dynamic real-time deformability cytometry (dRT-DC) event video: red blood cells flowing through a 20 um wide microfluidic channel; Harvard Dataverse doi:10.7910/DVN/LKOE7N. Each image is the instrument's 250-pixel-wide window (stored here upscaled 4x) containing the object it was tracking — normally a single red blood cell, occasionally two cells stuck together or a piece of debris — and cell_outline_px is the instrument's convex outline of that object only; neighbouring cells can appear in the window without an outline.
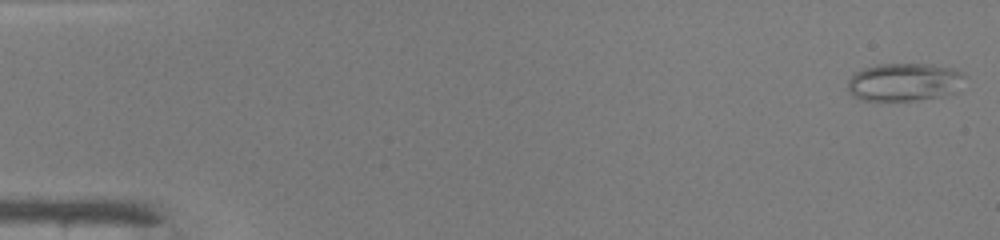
{"species": "common noctule bat (a hibernating species)", "species_latin": "Nyctalus noctula", "temperature_condition": "warm", "stored_images_in_passage": 47, "camera_frame_rate_fps": 3000, "um_per_image_px": 0.085, "animal": {"sex": "male", "body_mass_g": 19.0, "forearm_length_mm": 50.8}, "frame": {"image": 1, "passage_image": 1, "time_ms": 0.0, "image_size_px": [1000, 240], "cell_outline_px": [[968, 76], [956, 92], [936, 96], [912, 100], [860, 100], [852, 96], [848, 88], [848, 80], [856, 72], [864, 68], [876, 64], [932, 64], [956, 68], [964, 72]], "centroid_in_image_um": [76.91, 6.95], "position_along_channel_um": 8.1, "area_um2": 26.07}}
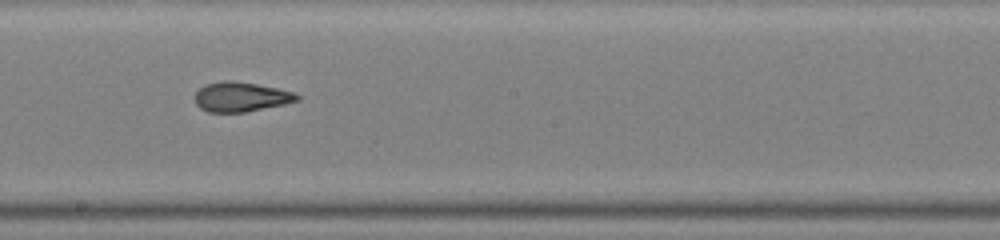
{"frame": {"image": 2, "passage_image": 27, "time_ms": 8.667, "image_size_px": [1000, 240], "cell_outline_px": [[300, 100], [284, 104], [244, 112], [208, 112], [200, 108], [196, 104], [196, 92], [204, 84], [224, 80], [232, 80], [256, 84], [276, 88], [292, 92], [300, 96]], "centroid_in_image_um": [20.46, 8.23], "position_along_channel_um": 227.7, "area_um2": 17.51}}
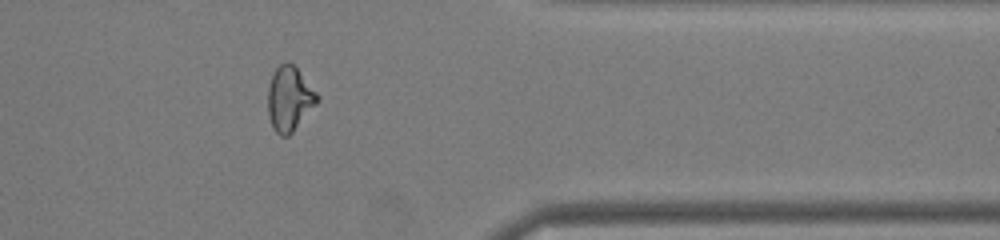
{"frame": {"image": 3, "passage_image": 39, "time_ms": 12.667, "image_size_px": [1000, 240], "cell_outline_px": [[320, 100], [292, 132], [288, 136], [280, 136], [272, 128], [268, 116], [268, 88], [272, 72], [280, 64], [288, 60], [296, 68], [320, 96]], "centroid_in_image_um": [24.59, 8.39], "position_along_channel_um": 386.8, "area_um2": 18.61}, "authors_computed_cell_mechanics": {"area_um2": 18.9584, "velocity_mm_per_s": 4.2877, "shape_relaxation_time_tau1_ms": null, "shape_relaxation_time_tau2_ms": 2.3733, "deformation_change_tau1": null, "deformation_change_tau2": 0.1073}}